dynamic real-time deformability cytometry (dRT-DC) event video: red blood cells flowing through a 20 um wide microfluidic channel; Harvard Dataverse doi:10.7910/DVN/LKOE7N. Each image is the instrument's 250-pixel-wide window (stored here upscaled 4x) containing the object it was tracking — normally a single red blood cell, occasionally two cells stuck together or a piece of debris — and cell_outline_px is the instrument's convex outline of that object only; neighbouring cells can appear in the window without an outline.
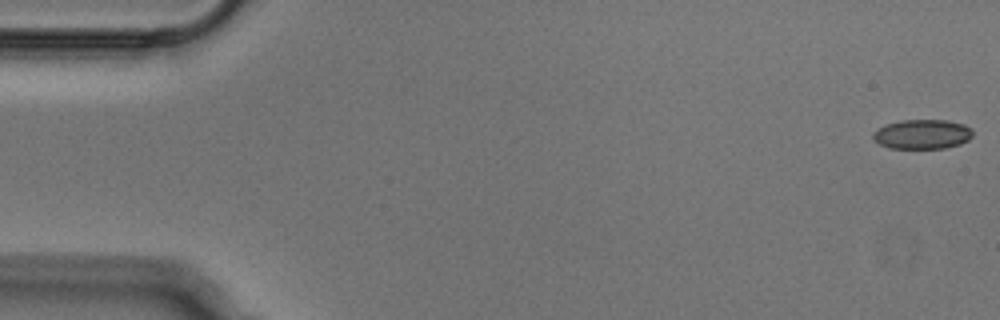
{"species": "Egyptian fruit bat (a non-hibernating species)", "species_latin": "Rousettus aegyptiacus", "temperature_condition": "cold", "stored_images_in_passage": 52, "camera_frame_rate_fps": 3000, "um_per_image_px": 0.085, "animal": {"sex": "male"}, "frame": {"image": 1, "passage_image": 1, "time_ms": 0.0, "image_size_px": [1000, 320], "cell_outline_px": [[972, 136], [968, 140], [960, 144], [944, 148], [888, 148], [872, 140], [872, 132], [884, 124], [900, 120], [948, 120], [964, 124], [972, 128]], "centroid_in_image_um": [78.36, 11.4], "position_along_channel_um": 6.6, "area_um2": 17.4}}
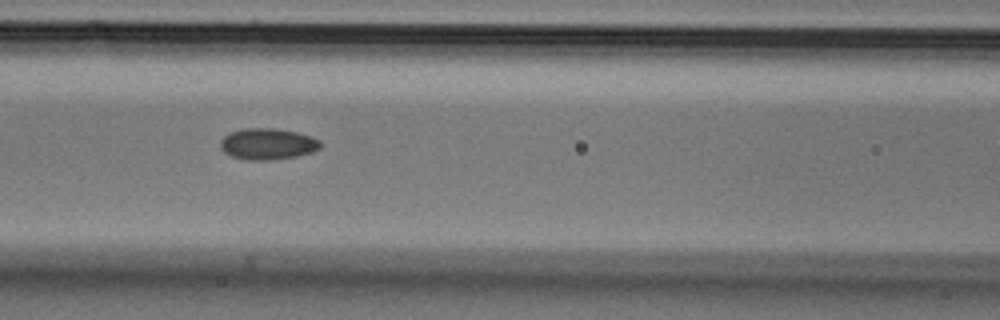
{"frame": {"image": 2, "passage_image": 22, "time_ms": 7.0, "image_size_px": [1000, 320], "cell_outline_px": [[320, 148], [312, 152], [296, 156], [268, 160], [248, 160], [232, 156], [224, 152], [220, 148], [220, 140], [228, 132], [244, 128], [276, 128], [296, 132], [312, 136], [320, 140]], "centroid_in_image_um": [22.73, 12.22], "position_along_channel_um": 143.9, "area_um2": 18.32}}
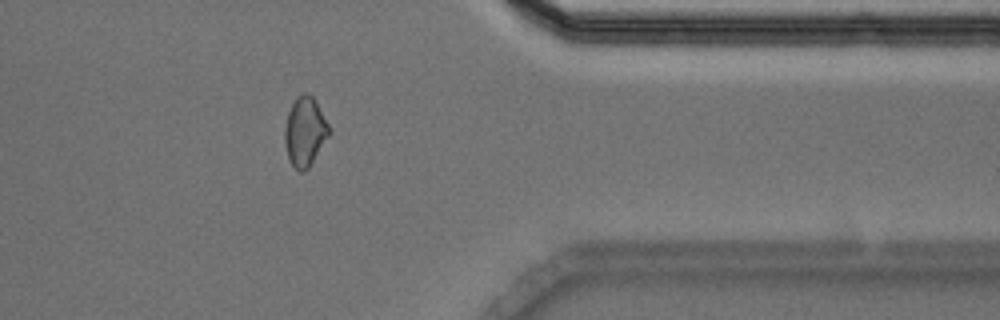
{"frame": {"image": 3, "passage_image": 42, "time_ms": 13.667, "image_size_px": [1000, 320], "cell_outline_px": [[332, 132], [308, 168], [300, 172], [288, 160], [284, 144], [284, 128], [288, 112], [296, 96], [304, 92], [308, 92], [316, 100], [332, 128]], "centroid_in_image_um": [25.94, 11.15], "position_along_channel_um": 385.5, "area_um2": 18.32}}